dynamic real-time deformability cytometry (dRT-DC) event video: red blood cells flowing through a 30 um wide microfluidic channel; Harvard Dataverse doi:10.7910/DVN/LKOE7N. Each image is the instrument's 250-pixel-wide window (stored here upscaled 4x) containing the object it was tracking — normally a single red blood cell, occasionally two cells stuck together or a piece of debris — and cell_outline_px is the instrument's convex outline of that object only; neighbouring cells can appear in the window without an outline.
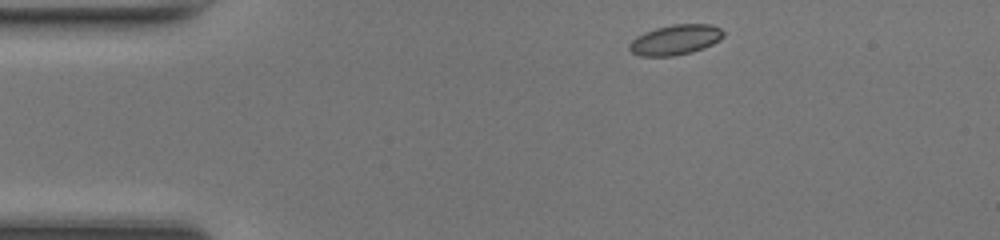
{"species": "common noctule bat (a hibernating species)", "species_latin": "Nyctalus noctula", "temperature_condition": "room temperature", "stored_images_in_passage": 41, "camera_frame_rate_fps": 3000, "um_per_image_px": 0.085, "animal": {"sex": "female", "body_mass_g": 17.0, "forearm_length_mm": 48.0}, "frame": {"image": 1, "passage_image": 1, "time_ms": 0.0, "image_size_px": [1000, 240], "cell_outline_px": [[724, 36], [720, 40], [712, 44], [692, 52], [672, 56], [640, 56], [632, 52], [628, 48], [628, 44], [636, 36], [644, 32], [656, 28], [672, 24], [708, 24], [720, 28], [724, 32]], "centroid_in_image_um": [57.39, 3.38], "position_along_channel_um": 27.6, "area_um2": 16.53}}
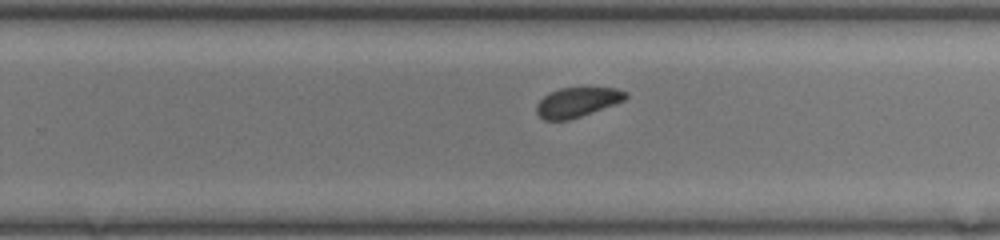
{"frame": {"image": 2, "passage_image": 23, "time_ms": 7.333, "image_size_px": [1000, 240], "cell_outline_px": [[628, 96], [624, 100], [592, 112], [568, 120], [544, 120], [536, 112], [536, 104], [548, 92], [560, 88], [616, 88], [628, 92]], "centroid_in_image_um": [49.04, 8.68], "position_along_channel_um": 280.8, "area_um2": 15.26}}
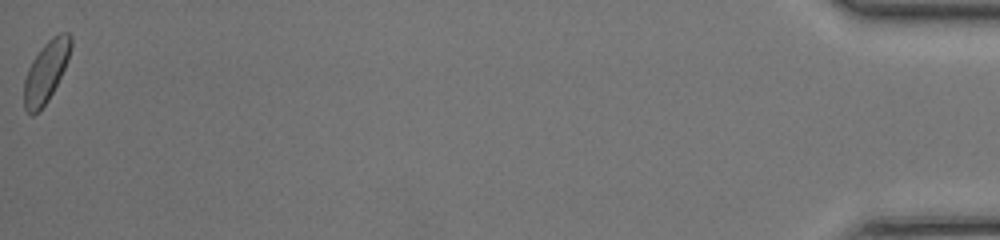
{"frame": {"image": 3, "passage_image": 41, "time_ms": 13.333, "image_size_px": [1000, 240], "cell_outline_px": [[72, 44], [68, 60], [48, 100], [32, 116], [24, 108], [24, 80], [28, 68], [32, 60], [44, 44], [52, 36], [60, 32], [68, 32], [72, 36]], "centroid_in_image_um": [3.91, 6.04], "position_along_channel_um": 431.3, "area_um2": 16.42}, "authors_computed_cell_mechanics": {"area_um2": 16.184, "velocity_mm_per_s": 4.2932, "shape_relaxation_time_tau1_ms": 1.3505, "shape_relaxation_time_tau2_ms": null, "deformation_change_tau1": 0.0522, "deformation_change_tau2": null}}